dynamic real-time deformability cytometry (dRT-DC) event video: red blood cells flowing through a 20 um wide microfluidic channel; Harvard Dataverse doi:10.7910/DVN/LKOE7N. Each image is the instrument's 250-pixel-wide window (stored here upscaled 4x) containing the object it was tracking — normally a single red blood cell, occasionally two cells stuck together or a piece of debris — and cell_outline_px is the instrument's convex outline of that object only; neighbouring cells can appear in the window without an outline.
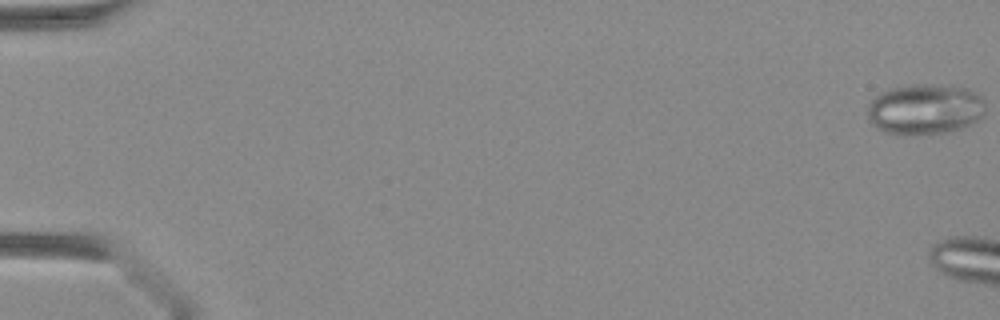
{"species": "Egyptian fruit bat (a non-hibernating species)", "species_latin": "Rousettus aegyptiacus", "temperature_condition": "warm", "stored_images_in_passage": 14, "camera_frame_rate_fps": 3000, "um_per_image_px": 0.085, "animal": {"sex": "female"}, "frame": {"image": 1, "passage_image": 1, "time_ms": 0.0, "image_size_px": [1000, 320], "cell_outline_px": [[984, 112], [972, 124], [964, 128], [948, 132], [884, 132], [876, 128], [868, 120], [868, 104], [880, 92], [892, 88], [908, 84], [940, 84], [968, 88], [980, 92], [984, 100]], "centroid_in_image_um": [78.66, 9.22], "position_along_channel_um": 6.3, "area_um2": 34.62}}